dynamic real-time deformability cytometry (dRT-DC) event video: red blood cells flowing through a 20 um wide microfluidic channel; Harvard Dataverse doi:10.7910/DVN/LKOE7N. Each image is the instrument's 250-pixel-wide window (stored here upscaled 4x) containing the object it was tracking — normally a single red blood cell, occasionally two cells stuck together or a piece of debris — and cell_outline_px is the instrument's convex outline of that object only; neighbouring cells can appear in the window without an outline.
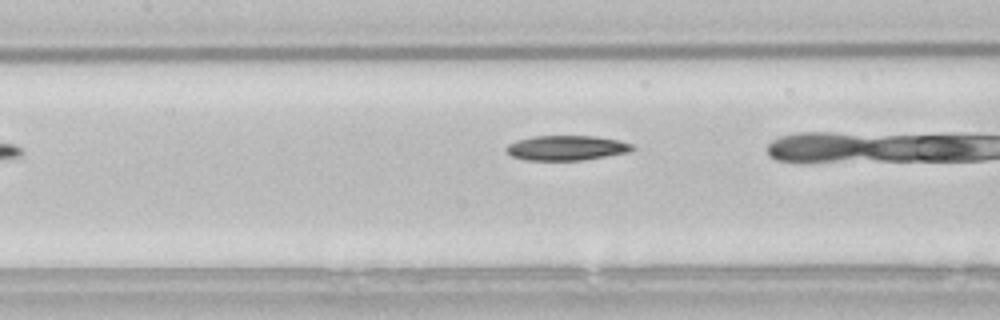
{"species": "common noctule bat (a hibernating species)", "species_latin": "Nyctalus noctula", "temperature_condition": "room temperature", "stored_images_in_passage": 7, "camera_frame_rate_fps": 3000, "um_per_image_px": 0.085, "animal": {"sex": "male", "body_mass_g": 21.5, "forearm_length_mm": 52.0}, "frame": {"image": 1, "passage_image": 5, "time_ms": 1.333, "image_size_px": [1000, 320], "cell_outline_px": [[636, 148], [628, 152], [608, 156], [580, 160], [528, 160], [512, 156], [504, 148], [508, 144], [516, 140], [532, 136], [596, 136], [616, 140], [632, 144]], "centroid_in_image_um": [48.14, 12.56], "position_along_channel_um": 159.3, "area_um2": 18.21}}